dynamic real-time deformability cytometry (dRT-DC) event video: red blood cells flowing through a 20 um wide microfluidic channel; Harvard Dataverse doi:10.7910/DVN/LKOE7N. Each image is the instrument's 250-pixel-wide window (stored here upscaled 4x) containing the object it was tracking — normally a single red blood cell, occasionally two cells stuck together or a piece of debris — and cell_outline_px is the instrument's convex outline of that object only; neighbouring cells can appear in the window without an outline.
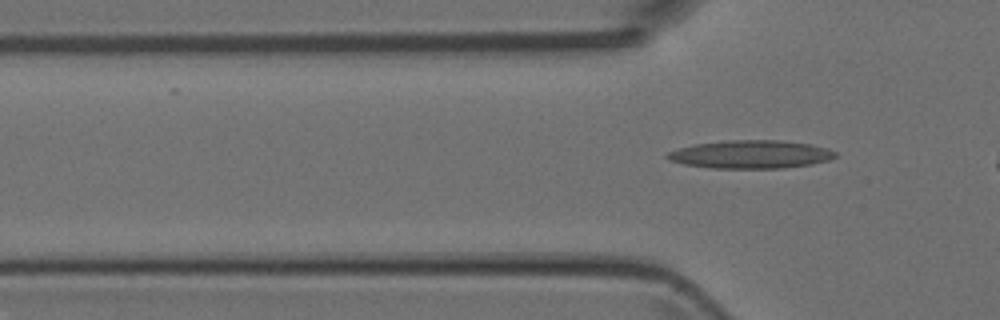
{"species": "Egyptian fruit bat (a non-hibernating species)", "species_latin": "Rousettus aegyptiacus", "temperature_condition": "room temperature", "stored_images_in_passage": 6, "camera_frame_rate_fps": 3000, "um_per_image_px": 0.085, "animal": {"sex": "female"}, "frame": {"image": 1, "passage_image": 6, "time_ms": 6.333, "image_size_px": [1000, 320], "cell_outline_px": [[836, 156], [828, 160], [812, 164], [784, 168], [712, 168], [684, 164], [668, 160], [664, 156], [668, 152], [680, 148], [696, 144], [732, 140], [776, 140], [812, 144], [828, 148], [836, 152]], "centroid_in_image_um": [63.82, 13.12], "position_along_channel_um": 62.0, "area_um2": 27.46}}